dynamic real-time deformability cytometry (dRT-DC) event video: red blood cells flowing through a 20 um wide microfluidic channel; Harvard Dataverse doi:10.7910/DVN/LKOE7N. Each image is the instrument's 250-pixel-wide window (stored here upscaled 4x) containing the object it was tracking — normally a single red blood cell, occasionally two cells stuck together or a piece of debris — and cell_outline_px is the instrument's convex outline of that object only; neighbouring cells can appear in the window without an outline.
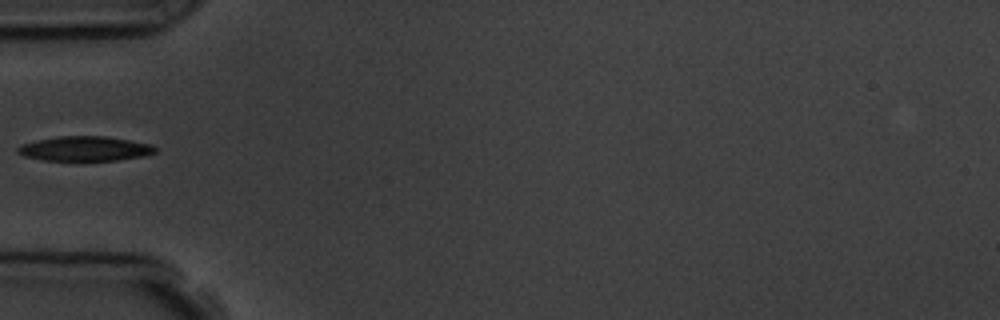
{"species": "common noctule bat (a hibernating species)", "species_latin": "Nyctalus noctula", "temperature_condition": "room temperature", "stored_images_in_passage": 5, "camera_frame_rate_fps": 3000, "um_per_image_px": 0.085, "animal": {"sex": "male", "body_mass_g": 19.5, "forearm_length_mm": 54.6}, "frame": {"image": 1, "passage_image": 5, "time_ms": 4.667, "image_size_px": [1000, 320], "cell_outline_px": [[156, 152], [144, 156], [116, 160], [44, 160], [24, 156], [16, 152], [16, 148], [20, 144], [36, 140], [60, 136], [104, 136], [152, 144], [156, 148]], "centroid_in_image_um": [7.19, 12.63], "position_along_channel_um": 77.8, "area_um2": 19.71}}